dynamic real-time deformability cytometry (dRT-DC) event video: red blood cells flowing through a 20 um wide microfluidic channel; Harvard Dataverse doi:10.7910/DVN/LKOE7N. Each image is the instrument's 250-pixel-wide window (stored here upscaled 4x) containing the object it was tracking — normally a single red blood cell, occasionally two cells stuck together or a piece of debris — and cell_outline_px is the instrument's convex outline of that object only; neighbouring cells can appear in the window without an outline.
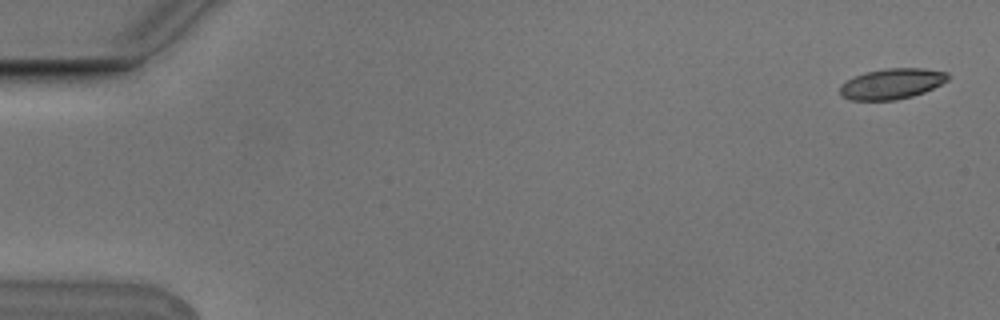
{"species": "Egyptian fruit bat (a non-hibernating species)", "species_latin": "Rousettus aegyptiacus", "temperature_condition": "cold", "stored_images_in_passage": 4, "camera_frame_rate_fps": 3000, "um_per_image_px": 0.085, "animal": {"sex": "male"}, "frame": {"image": 1, "passage_image": 1, "time_ms": 0.0, "image_size_px": [1000, 320], "cell_outline_px": [[948, 80], [924, 92], [912, 96], [896, 100], [848, 100], [840, 96], [840, 84], [856, 76], [868, 72], [884, 68], [924, 68], [948, 72]], "centroid_in_image_um": [75.79, 7.12], "position_along_channel_um": 9.2, "area_um2": 19.19}}